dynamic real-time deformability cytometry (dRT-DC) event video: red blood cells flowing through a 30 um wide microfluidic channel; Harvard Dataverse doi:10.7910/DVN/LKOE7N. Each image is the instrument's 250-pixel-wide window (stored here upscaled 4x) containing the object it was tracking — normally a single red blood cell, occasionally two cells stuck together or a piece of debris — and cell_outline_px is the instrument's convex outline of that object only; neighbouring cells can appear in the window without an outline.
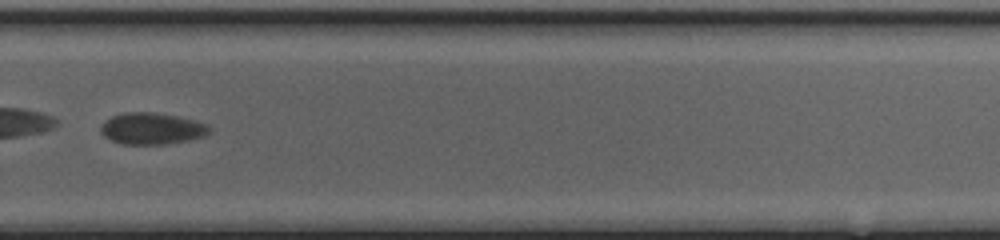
{"species": "common noctule bat (a hibernating species)", "species_latin": "Nyctalus noctula", "temperature_condition": "cold", "stored_images_in_passage": 29, "segment_of_instrument_passage": [2, 2], "camera_frame_rate_fps": 3000, "um_per_image_px": 0.085, "animal": {"sex": "female", "body_mass_g": 20.0, "forearm_length_mm": 54.0}, "frame": {"image": 1, "passage_image": 20, "time_ms": 6.333, "image_size_px": [1000, 240], "cell_outline_px": [[212, 132], [204, 136], [188, 140], [164, 144], [120, 144], [104, 136], [100, 132], [100, 124], [104, 120], [112, 116], [124, 112], [156, 112], [176, 116], [208, 124], [212, 128]], "centroid_in_image_um": [12.89, 10.92], "position_along_channel_um": 316.9, "area_um2": 20.17}}
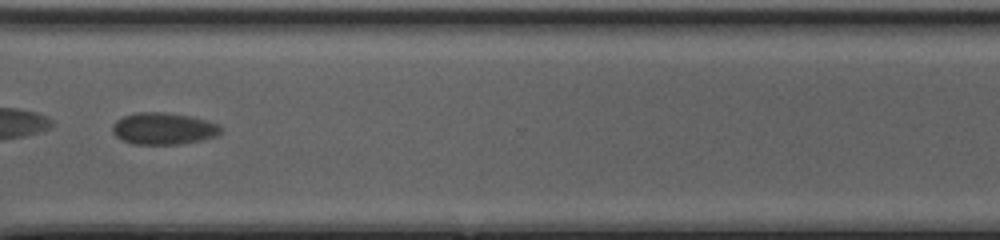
{"frame": {"image": 2, "passage_image": 23, "time_ms": 7.333, "image_size_px": [1000, 240], "cell_outline_px": [[224, 128], [216, 136], [204, 140], [180, 144], [132, 144], [120, 140], [112, 132], [112, 124], [116, 120], [124, 116], [136, 112], [164, 112], [188, 116], [220, 124]], "centroid_in_image_um": [13.88, 10.94], "position_along_channel_um": 356.7, "area_um2": 20.29}}